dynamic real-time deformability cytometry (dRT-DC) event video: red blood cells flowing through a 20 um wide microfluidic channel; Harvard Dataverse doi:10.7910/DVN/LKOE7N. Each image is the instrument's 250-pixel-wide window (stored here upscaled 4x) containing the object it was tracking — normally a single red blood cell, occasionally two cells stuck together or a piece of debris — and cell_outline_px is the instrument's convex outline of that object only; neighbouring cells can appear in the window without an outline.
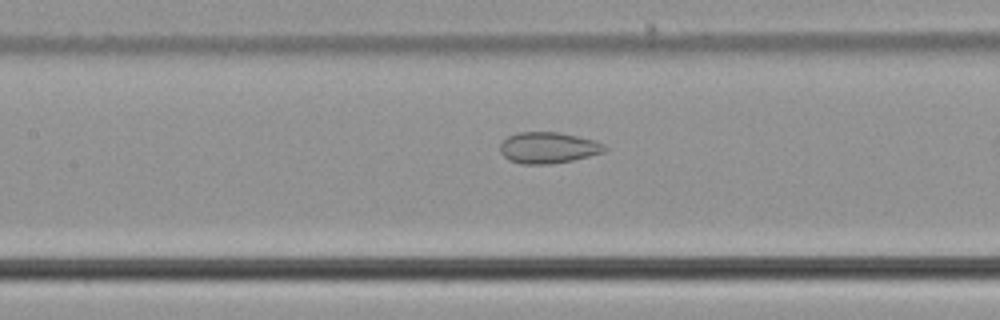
{"species": "common noctule bat (a hibernating species)", "species_latin": "Nyctalus noctula", "temperature_condition": "cold", "stored_images_in_passage": 22, "camera_frame_rate_fps": 3000, "um_per_image_px": 0.085, "animal": {"sex": "male", "body_mass_g": 21.5, "forearm_length_mm": 52.0}, "frame": {"image": 1, "passage_image": 13, "time_ms": 4.0, "image_size_px": [1000, 320], "cell_outline_px": [[608, 148], [604, 152], [572, 160], [548, 164], [520, 164], [508, 160], [500, 152], [500, 144], [508, 136], [516, 132], [560, 132], [596, 140], [604, 144]], "centroid_in_image_um": [46.59, 12.55], "position_along_channel_um": 160.8, "area_um2": 19.13}}
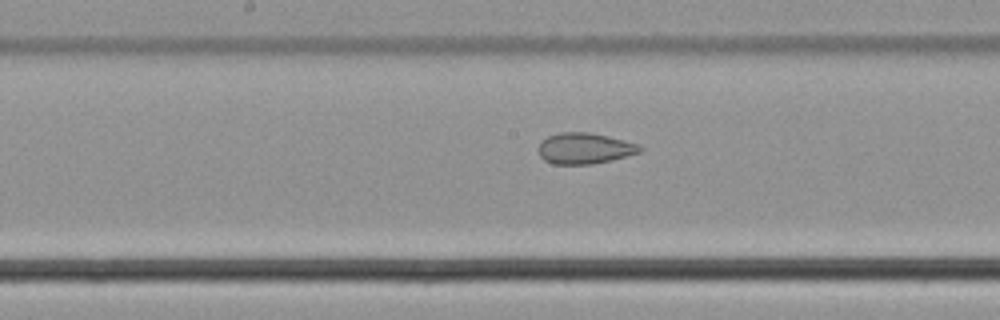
{"frame": {"image": 2, "passage_image": 16, "time_ms": 5.0, "image_size_px": [1000, 320], "cell_outline_px": [[644, 148], [640, 152], [628, 156], [592, 164], [552, 164], [544, 160], [540, 156], [540, 144], [548, 136], [560, 132], [588, 132], [608, 136], [640, 144]], "centroid_in_image_um": [49.74, 12.61], "position_along_channel_um": 198.5, "area_um2": 18.26}}
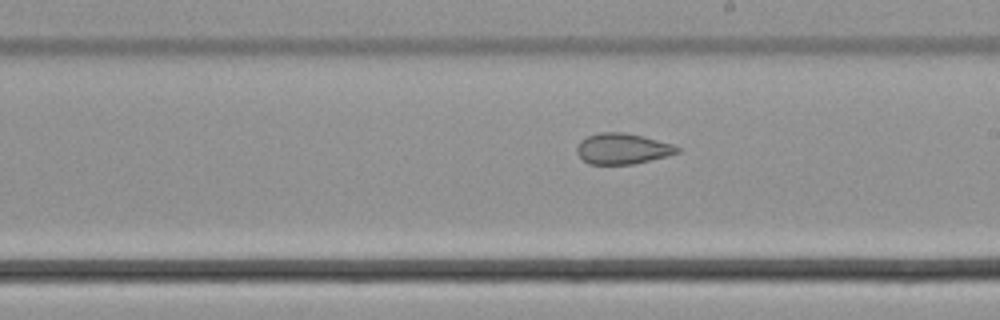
{"frame": {"image": 3, "passage_image": 19, "time_ms": 6.0, "image_size_px": [1000, 320], "cell_outline_px": [[680, 152], [668, 156], [632, 164], [588, 164], [576, 152], [576, 148], [580, 140], [588, 136], [600, 132], [624, 132], [672, 144], [680, 148]], "centroid_in_image_um": [52.89, 12.64], "position_along_channel_um": 236.1, "area_um2": 17.86}}